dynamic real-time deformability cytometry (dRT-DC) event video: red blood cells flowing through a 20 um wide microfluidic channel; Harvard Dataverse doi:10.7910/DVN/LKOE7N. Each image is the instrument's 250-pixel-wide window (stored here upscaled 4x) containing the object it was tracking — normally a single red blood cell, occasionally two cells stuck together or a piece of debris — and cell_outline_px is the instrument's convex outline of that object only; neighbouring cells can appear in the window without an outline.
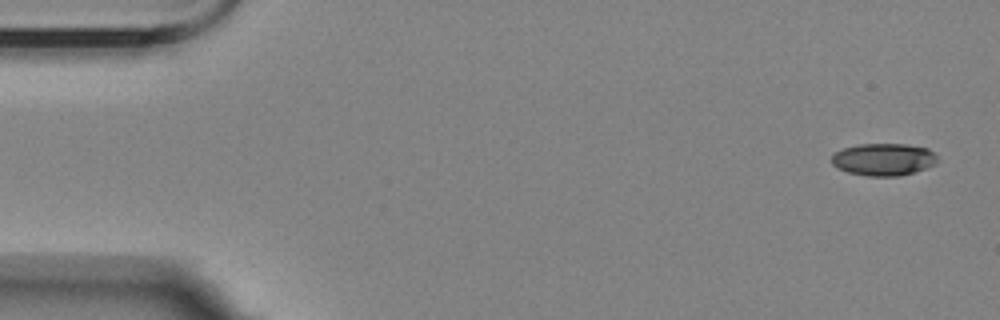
{"species": "Egyptian fruit bat (a non-hibernating species)", "species_latin": "Rousettus aegyptiacus", "temperature_condition": "room temperature", "stored_images_in_passage": 5, "camera_frame_rate_fps": 3000, "um_per_image_px": 0.085, "animal": {"sex": "female"}, "frame": {"image": 1, "passage_image": 1, "time_ms": 0.0, "image_size_px": [1000, 320], "cell_outline_px": [[936, 164], [900, 176], [868, 176], [848, 172], [832, 164], [832, 152], [844, 148], [860, 144], [904, 144], [928, 148], [936, 156]], "centroid_in_image_um": [75.08, 13.54], "position_along_channel_um": 9.9, "area_um2": 19.71}}
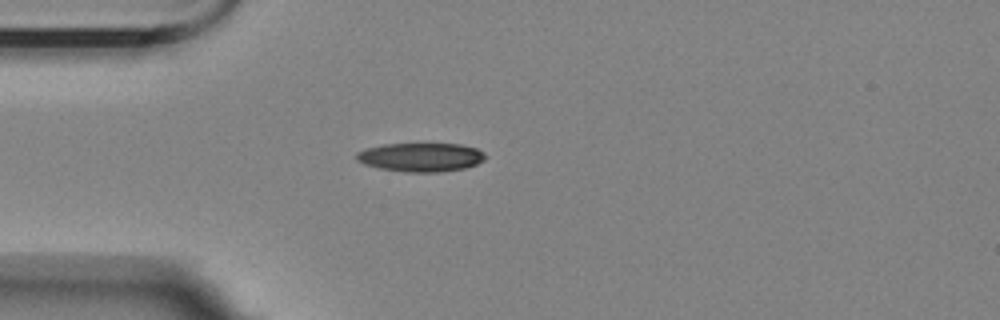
{"frame": {"image": 2, "passage_image": 4, "time_ms": 4.333, "image_size_px": [1000, 320], "cell_outline_px": [[484, 160], [476, 164], [464, 168], [436, 172], [408, 172], [380, 168], [364, 164], [356, 160], [356, 152], [364, 148], [380, 144], [460, 144], [476, 148], [484, 152]], "centroid_in_image_um": [35.72, 13.35], "position_along_channel_um": 49.3, "area_um2": 21.56}}